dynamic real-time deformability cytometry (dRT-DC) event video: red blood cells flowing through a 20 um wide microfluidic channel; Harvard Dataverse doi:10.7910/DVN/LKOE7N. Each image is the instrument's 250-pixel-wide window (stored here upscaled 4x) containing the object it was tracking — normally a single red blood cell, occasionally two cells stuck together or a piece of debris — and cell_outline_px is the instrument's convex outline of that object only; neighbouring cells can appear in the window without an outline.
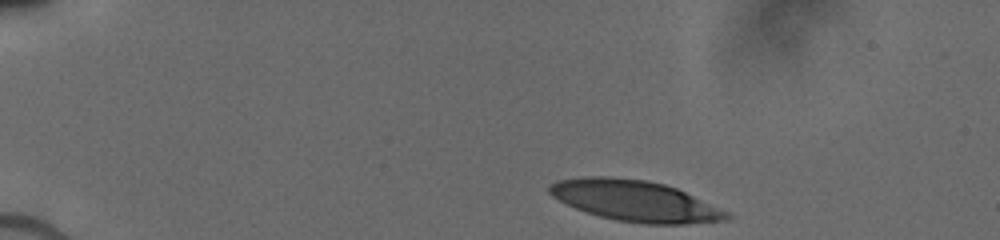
{"species": "human", "species_latin": "Homo sapiens", "temperature_condition": "cold", "stored_images_in_passage": 49, "camera_frame_rate_fps": 3000, "um_per_image_px": 0.085, "donor": {"sex": "male"}, "frame": {"image": 1, "passage_image": 1, "time_ms": 0.0, "image_size_px": [1000, 240], "cell_outline_px": [[732, 220], [684, 224], [644, 224], [616, 220], [600, 216], [576, 208], [552, 196], [548, 192], [548, 184], [556, 180], [584, 176], [608, 176], [648, 180], [664, 184], [676, 188], [728, 212], [732, 216]], "centroid_in_image_um": [53.97, 17.07], "position_along_channel_um": 31.0, "area_um2": 42.25}}
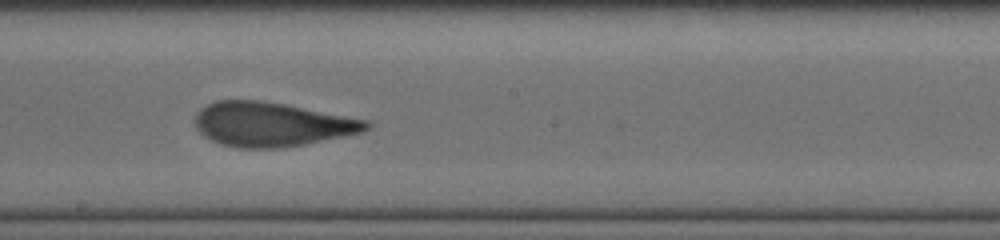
{"frame": {"image": 2, "passage_image": 29, "time_ms": 7.0, "image_size_px": [1000, 240], "cell_outline_px": [[372, 128], [360, 132], [344, 136], [304, 144], [276, 148], [240, 148], [220, 144], [204, 136], [196, 128], [196, 112], [200, 108], [216, 100], [260, 100], [284, 104], [368, 120], [372, 124]], "centroid_in_image_um": [23.09, 10.56], "position_along_channel_um": 225.1, "area_um2": 43.99}}
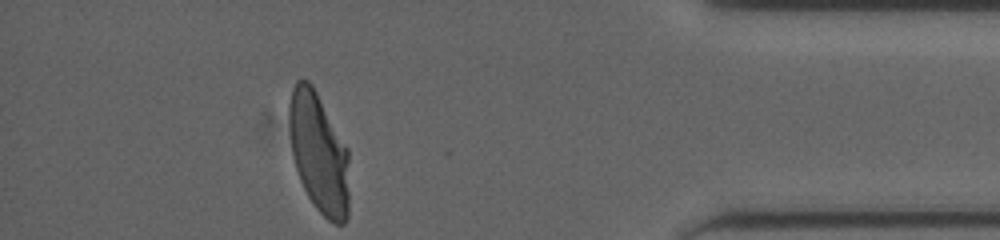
{"frame": {"image": 3, "passage_image": 49, "time_ms": 12.333, "image_size_px": [1000, 240], "cell_outline_px": [[348, 220], [344, 224], [336, 224], [328, 220], [316, 208], [308, 196], [300, 180], [296, 168], [292, 152], [288, 124], [288, 104], [292, 88], [296, 80], [308, 80], [312, 84], [348, 148]], "centroid_in_image_um": [27.09, 12.98], "position_along_channel_um": 408.1, "area_um2": 42.25}}